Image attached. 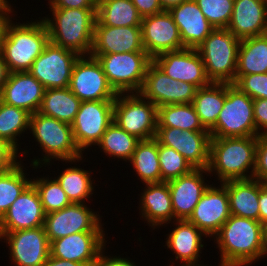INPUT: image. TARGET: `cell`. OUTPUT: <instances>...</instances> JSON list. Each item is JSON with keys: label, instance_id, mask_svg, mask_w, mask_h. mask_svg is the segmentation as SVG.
Wrapping results in <instances>:
<instances>
[{"label": "cell", "instance_id": "1", "mask_svg": "<svg viewBox=\"0 0 267 266\" xmlns=\"http://www.w3.org/2000/svg\"><path fill=\"white\" fill-rule=\"evenodd\" d=\"M221 266H243L264 255L262 223L231 215L216 234Z\"/></svg>", "mask_w": 267, "mask_h": 266}, {"label": "cell", "instance_id": "2", "mask_svg": "<svg viewBox=\"0 0 267 266\" xmlns=\"http://www.w3.org/2000/svg\"><path fill=\"white\" fill-rule=\"evenodd\" d=\"M53 9V10H52ZM53 20L44 19L51 43L80 56L91 53L97 9L51 8Z\"/></svg>", "mask_w": 267, "mask_h": 266}, {"label": "cell", "instance_id": "3", "mask_svg": "<svg viewBox=\"0 0 267 266\" xmlns=\"http://www.w3.org/2000/svg\"><path fill=\"white\" fill-rule=\"evenodd\" d=\"M257 143L258 136L211 138L208 172L215 170L222 183L253 178ZM252 165V174L247 176Z\"/></svg>", "mask_w": 267, "mask_h": 266}, {"label": "cell", "instance_id": "4", "mask_svg": "<svg viewBox=\"0 0 267 266\" xmlns=\"http://www.w3.org/2000/svg\"><path fill=\"white\" fill-rule=\"evenodd\" d=\"M49 41L48 29L43 20L20 25L9 22L0 46L9 72L29 71Z\"/></svg>", "mask_w": 267, "mask_h": 266}, {"label": "cell", "instance_id": "5", "mask_svg": "<svg viewBox=\"0 0 267 266\" xmlns=\"http://www.w3.org/2000/svg\"><path fill=\"white\" fill-rule=\"evenodd\" d=\"M240 41L227 28H215L196 48L211 83H235Z\"/></svg>", "mask_w": 267, "mask_h": 266}, {"label": "cell", "instance_id": "6", "mask_svg": "<svg viewBox=\"0 0 267 266\" xmlns=\"http://www.w3.org/2000/svg\"><path fill=\"white\" fill-rule=\"evenodd\" d=\"M211 138L259 136L253 114V99L234 84L226 83V99Z\"/></svg>", "mask_w": 267, "mask_h": 266}, {"label": "cell", "instance_id": "7", "mask_svg": "<svg viewBox=\"0 0 267 266\" xmlns=\"http://www.w3.org/2000/svg\"><path fill=\"white\" fill-rule=\"evenodd\" d=\"M101 64L110 85L117 93H138L152 58L147 52L90 54Z\"/></svg>", "mask_w": 267, "mask_h": 266}, {"label": "cell", "instance_id": "8", "mask_svg": "<svg viewBox=\"0 0 267 266\" xmlns=\"http://www.w3.org/2000/svg\"><path fill=\"white\" fill-rule=\"evenodd\" d=\"M29 129L43 151L48 154L43 159L44 163L50 162L49 156L70 162L82 157L70 124L36 112L30 116Z\"/></svg>", "mask_w": 267, "mask_h": 266}, {"label": "cell", "instance_id": "9", "mask_svg": "<svg viewBox=\"0 0 267 266\" xmlns=\"http://www.w3.org/2000/svg\"><path fill=\"white\" fill-rule=\"evenodd\" d=\"M132 93L123 98L120 97L122 93H118L114 101L113 121L140 140L155 138L158 107L149 100L145 102L138 93L137 96Z\"/></svg>", "mask_w": 267, "mask_h": 266}, {"label": "cell", "instance_id": "10", "mask_svg": "<svg viewBox=\"0 0 267 266\" xmlns=\"http://www.w3.org/2000/svg\"><path fill=\"white\" fill-rule=\"evenodd\" d=\"M69 89L82 102L115 101L118 93L110 85L96 57L79 56L74 64Z\"/></svg>", "mask_w": 267, "mask_h": 266}, {"label": "cell", "instance_id": "11", "mask_svg": "<svg viewBox=\"0 0 267 266\" xmlns=\"http://www.w3.org/2000/svg\"><path fill=\"white\" fill-rule=\"evenodd\" d=\"M76 52L49 41L43 52L34 60L29 72L45 87H69L72 70L79 58Z\"/></svg>", "mask_w": 267, "mask_h": 266}, {"label": "cell", "instance_id": "12", "mask_svg": "<svg viewBox=\"0 0 267 266\" xmlns=\"http://www.w3.org/2000/svg\"><path fill=\"white\" fill-rule=\"evenodd\" d=\"M114 101H84L71 124L73 137L79 150L98 144L113 122Z\"/></svg>", "mask_w": 267, "mask_h": 266}, {"label": "cell", "instance_id": "13", "mask_svg": "<svg viewBox=\"0 0 267 266\" xmlns=\"http://www.w3.org/2000/svg\"><path fill=\"white\" fill-rule=\"evenodd\" d=\"M197 87L167 76L153 61L149 64L143 85L138 92L157 107L168 104L192 103Z\"/></svg>", "mask_w": 267, "mask_h": 266}, {"label": "cell", "instance_id": "14", "mask_svg": "<svg viewBox=\"0 0 267 266\" xmlns=\"http://www.w3.org/2000/svg\"><path fill=\"white\" fill-rule=\"evenodd\" d=\"M155 139L180 153L194 169H207L211 135L209 131H189L157 127Z\"/></svg>", "mask_w": 267, "mask_h": 266}, {"label": "cell", "instance_id": "15", "mask_svg": "<svg viewBox=\"0 0 267 266\" xmlns=\"http://www.w3.org/2000/svg\"><path fill=\"white\" fill-rule=\"evenodd\" d=\"M141 34L144 50L152 59L162 53L185 48L178 26L167 10L143 17Z\"/></svg>", "mask_w": 267, "mask_h": 266}, {"label": "cell", "instance_id": "16", "mask_svg": "<svg viewBox=\"0 0 267 266\" xmlns=\"http://www.w3.org/2000/svg\"><path fill=\"white\" fill-rule=\"evenodd\" d=\"M84 203H71L65 208L45 214L44 229L49 242L85 231H103L99 217Z\"/></svg>", "mask_w": 267, "mask_h": 266}, {"label": "cell", "instance_id": "17", "mask_svg": "<svg viewBox=\"0 0 267 266\" xmlns=\"http://www.w3.org/2000/svg\"><path fill=\"white\" fill-rule=\"evenodd\" d=\"M152 61L167 76L176 81L188 82L197 88H203L211 84L197 49L184 48L165 52L154 57Z\"/></svg>", "mask_w": 267, "mask_h": 266}, {"label": "cell", "instance_id": "18", "mask_svg": "<svg viewBox=\"0 0 267 266\" xmlns=\"http://www.w3.org/2000/svg\"><path fill=\"white\" fill-rule=\"evenodd\" d=\"M10 246L11 257L17 266H43L50 256V242L43 226L0 232Z\"/></svg>", "mask_w": 267, "mask_h": 266}, {"label": "cell", "instance_id": "19", "mask_svg": "<svg viewBox=\"0 0 267 266\" xmlns=\"http://www.w3.org/2000/svg\"><path fill=\"white\" fill-rule=\"evenodd\" d=\"M103 231H85L50 242V256L94 266L103 249Z\"/></svg>", "mask_w": 267, "mask_h": 266}, {"label": "cell", "instance_id": "20", "mask_svg": "<svg viewBox=\"0 0 267 266\" xmlns=\"http://www.w3.org/2000/svg\"><path fill=\"white\" fill-rule=\"evenodd\" d=\"M221 185L219 189L208 187L188 219L205 235H216L231 216L227 188Z\"/></svg>", "mask_w": 267, "mask_h": 266}, {"label": "cell", "instance_id": "21", "mask_svg": "<svg viewBox=\"0 0 267 266\" xmlns=\"http://www.w3.org/2000/svg\"><path fill=\"white\" fill-rule=\"evenodd\" d=\"M44 220L39 193L31 183L0 219V232L38 228L44 225Z\"/></svg>", "mask_w": 267, "mask_h": 266}, {"label": "cell", "instance_id": "22", "mask_svg": "<svg viewBox=\"0 0 267 266\" xmlns=\"http://www.w3.org/2000/svg\"><path fill=\"white\" fill-rule=\"evenodd\" d=\"M44 92L45 87L29 71L10 72L0 100L32 115L38 112Z\"/></svg>", "mask_w": 267, "mask_h": 266}, {"label": "cell", "instance_id": "23", "mask_svg": "<svg viewBox=\"0 0 267 266\" xmlns=\"http://www.w3.org/2000/svg\"><path fill=\"white\" fill-rule=\"evenodd\" d=\"M146 52L142 44L141 26H94L90 54Z\"/></svg>", "mask_w": 267, "mask_h": 266}, {"label": "cell", "instance_id": "24", "mask_svg": "<svg viewBox=\"0 0 267 266\" xmlns=\"http://www.w3.org/2000/svg\"><path fill=\"white\" fill-rule=\"evenodd\" d=\"M207 169H193L190 173L168 181L174 217L188 220L201 196L209 185L204 184L201 175ZM202 172V173H201Z\"/></svg>", "mask_w": 267, "mask_h": 266}, {"label": "cell", "instance_id": "25", "mask_svg": "<svg viewBox=\"0 0 267 266\" xmlns=\"http://www.w3.org/2000/svg\"><path fill=\"white\" fill-rule=\"evenodd\" d=\"M169 12L178 26L185 48L196 49L215 29L195 0L184 1L178 6L172 7Z\"/></svg>", "mask_w": 267, "mask_h": 266}, {"label": "cell", "instance_id": "26", "mask_svg": "<svg viewBox=\"0 0 267 266\" xmlns=\"http://www.w3.org/2000/svg\"><path fill=\"white\" fill-rule=\"evenodd\" d=\"M227 29L239 40L267 33V7L264 0H234Z\"/></svg>", "mask_w": 267, "mask_h": 266}, {"label": "cell", "instance_id": "27", "mask_svg": "<svg viewBox=\"0 0 267 266\" xmlns=\"http://www.w3.org/2000/svg\"><path fill=\"white\" fill-rule=\"evenodd\" d=\"M255 180L251 178L223 182L227 188L231 215L259 221V180Z\"/></svg>", "mask_w": 267, "mask_h": 266}, {"label": "cell", "instance_id": "28", "mask_svg": "<svg viewBox=\"0 0 267 266\" xmlns=\"http://www.w3.org/2000/svg\"><path fill=\"white\" fill-rule=\"evenodd\" d=\"M178 227H176L168 236L166 241L168 248L177 254L176 259H181V262H186L184 266H195L201 244V235L204 233L197 228L196 225L188 220H176Z\"/></svg>", "mask_w": 267, "mask_h": 266}, {"label": "cell", "instance_id": "29", "mask_svg": "<svg viewBox=\"0 0 267 266\" xmlns=\"http://www.w3.org/2000/svg\"><path fill=\"white\" fill-rule=\"evenodd\" d=\"M142 195V215L152 226L164 224L174 218L168 182L146 184Z\"/></svg>", "mask_w": 267, "mask_h": 266}, {"label": "cell", "instance_id": "30", "mask_svg": "<svg viewBox=\"0 0 267 266\" xmlns=\"http://www.w3.org/2000/svg\"><path fill=\"white\" fill-rule=\"evenodd\" d=\"M142 19L131 0H98L94 26H141Z\"/></svg>", "mask_w": 267, "mask_h": 266}, {"label": "cell", "instance_id": "31", "mask_svg": "<svg viewBox=\"0 0 267 266\" xmlns=\"http://www.w3.org/2000/svg\"><path fill=\"white\" fill-rule=\"evenodd\" d=\"M81 102L69 87L45 89L38 112L71 125Z\"/></svg>", "mask_w": 267, "mask_h": 266}, {"label": "cell", "instance_id": "32", "mask_svg": "<svg viewBox=\"0 0 267 266\" xmlns=\"http://www.w3.org/2000/svg\"><path fill=\"white\" fill-rule=\"evenodd\" d=\"M267 73V33L240 41L235 75Z\"/></svg>", "mask_w": 267, "mask_h": 266}, {"label": "cell", "instance_id": "33", "mask_svg": "<svg viewBox=\"0 0 267 266\" xmlns=\"http://www.w3.org/2000/svg\"><path fill=\"white\" fill-rule=\"evenodd\" d=\"M226 99V83H211L198 88L193 106L203 127L210 131L216 124Z\"/></svg>", "mask_w": 267, "mask_h": 266}, {"label": "cell", "instance_id": "34", "mask_svg": "<svg viewBox=\"0 0 267 266\" xmlns=\"http://www.w3.org/2000/svg\"><path fill=\"white\" fill-rule=\"evenodd\" d=\"M129 161L145 184L161 183L158 142L155 138L140 140Z\"/></svg>", "mask_w": 267, "mask_h": 266}, {"label": "cell", "instance_id": "35", "mask_svg": "<svg viewBox=\"0 0 267 266\" xmlns=\"http://www.w3.org/2000/svg\"><path fill=\"white\" fill-rule=\"evenodd\" d=\"M157 127H173L183 131H208L201 124L192 103L158 107Z\"/></svg>", "mask_w": 267, "mask_h": 266}, {"label": "cell", "instance_id": "36", "mask_svg": "<svg viewBox=\"0 0 267 266\" xmlns=\"http://www.w3.org/2000/svg\"><path fill=\"white\" fill-rule=\"evenodd\" d=\"M140 141L136 136L129 134L113 121L97 144L106 154L130 160Z\"/></svg>", "mask_w": 267, "mask_h": 266}, {"label": "cell", "instance_id": "37", "mask_svg": "<svg viewBox=\"0 0 267 266\" xmlns=\"http://www.w3.org/2000/svg\"><path fill=\"white\" fill-rule=\"evenodd\" d=\"M30 116L31 114L28 111L0 100V138L4 139L16 151L18 149L16 148V137L26 128H29Z\"/></svg>", "mask_w": 267, "mask_h": 266}, {"label": "cell", "instance_id": "38", "mask_svg": "<svg viewBox=\"0 0 267 266\" xmlns=\"http://www.w3.org/2000/svg\"><path fill=\"white\" fill-rule=\"evenodd\" d=\"M19 162L5 172L0 173V219L11 204L32 183L27 180Z\"/></svg>", "mask_w": 267, "mask_h": 266}, {"label": "cell", "instance_id": "39", "mask_svg": "<svg viewBox=\"0 0 267 266\" xmlns=\"http://www.w3.org/2000/svg\"><path fill=\"white\" fill-rule=\"evenodd\" d=\"M89 176L87 171L72 167L65 169L56 180L71 203H83L93 190Z\"/></svg>", "mask_w": 267, "mask_h": 266}, {"label": "cell", "instance_id": "40", "mask_svg": "<svg viewBox=\"0 0 267 266\" xmlns=\"http://www.w3.org/2000/svg\"><path fill=\"white\" fill-rule=\"evenodd\" d=\"M158 160L161 169V182L179 178L190 173L194 168L176 150L158 143Z\"/></svg>", "mask_w": 267, "mask_h": 266}, {"label": "cell", "instance_id": "41", "mask_svg": "<svg viewBox=\"0 0 267 266\" xmlns=\"http://www.w3.org/2000/svg\"><path fill=\"white\" fill-rule=\"evenodd\" d=\"M37 189L44 213L58 211L71 204L60 183L55 180L39 179L32 181Z\"/></svg>", "mask_w": 267, "mask_h": 266}, {"label": "cell", "instance_id": "42", "mask_svg": "<svg viewBox=\"0 0 267 266\" xmlns=\"http://www.w3.org/2000/svg\"><path fill=\"white\" fill-rule=\"evenodd\" d=\"M206 19L215 28H227L234 7V0H195Z\"/></svg>", "mask_w": 267, "mask_h": 266}, {"label": "cell", "instance_id": "43", "mask_svg": "<svg viewBox=\"0 0 267 266\" xmlns=\"http://www.w3.org/2000/svg\"><path fill=\"white\" fill-rule=\"evenodd\" d=\"M234 85L254 99H267V73L235 75Z\"/></svg>", "mask_w": 267, "mask_h": 266}, {"label": "cell", "instance_id": "44", "mask_svg": "<svg viewBox=\"0 0 267 266\" xmlns=\"http://www.w3.org/2000/svg\"><path fill=\"white\" fill-rule=\"evenodd\" d=\"M253 178L267 185V133H261L258 136Z\"/></svg>", "mask_w": 267, "mask_h": 266}, {"label": "cell", "instance_id": "45", "mask_svg": "<svg viewBox=\"0 0 267 266\" xmlns=\"http://www.w3.org/2000/svg\"><path fill=\"white\" fill-rule=\"evenodd\" d=\"M16 154L17 151L4 139L0 138V173L7 171L17 163Z\"/></svg>", "mask_w": 267, "mask_h": 266}, {"label": "cell", "instance_id": "46", "mask_svg": "<svg viewBox=\"0 0 267 266\" xmlns=\"http://www.w3.org/2000/svg\"><path fill=\"white\" fill-rule=\"evenodd\" d=\"M253 114L257 134H261L260 131L258 132L260 128L266 129L262 133H267V99L253 100Z\"/></svg>", "mask_w": 267, "mask_h": 266}, {"label": "cell", "instance_id": "47", "mask_svg": "<svg viewBox=\"0 0 267 266\" xmlns=\"http://www.w3.org/2000/svg\"><path fill=\"white\" fill-rule=\"evenodd\" d=\"M51 8L97 9V0H50Z\"/></svg>", "mask_w": 267, "mask_h": 266}, {"label": "cell", "instance_id": "48", "mask_svg": "<svg viewBox=\"0 0 267 266\" xmlns=\"http://www.w3.org/2000/svg\"><path fill=\"white\" fill-rule=\"evenodd\" d=\"M139 14L143 17L151 16L163 11L159 0H131Z\"/></svg>", "mask_w": 267, "mask_h": 266}, {"label": "cell", "instance_id": "49", "mask_svg": "<svg viewBox=\"0 0 267 266\" xmlns=\"http://www.w3.org/2000/svg\"><path fill=\"white\" fill-rule=\"evenodd\" d=\"M259 221H267V185L259 181Z\"/></svg>", "mask_w": 267, "mask_h": 266}, {"label": "cell", "instance_id": "50", "mask_svg": "<svg viewBox=\"0 0 267 266\" xmlns=\"http://www.w3.org/2000/svg\"><path fill=\"white\" fill-rule=\"evenodd\" d=\"M94 266H135L132 262L123 258H106L103 256L102 251L98 255L97 261Z\"/></svg>", "mask_w": 267, "mask_h": 266}, {"label": "cell", "instance_id": "51", "mask_svg": "<svg viewBox=\"0 0 267 266\" xmlns=\"http://www.w3.org/2000/svg\"><path fill=\"white\" fill-rule=\"evenodd\" d=\"M10 7L11 6H0V46H1L2 40L4 39L7 25L10 22V19L7 16V13L9 14L11 12Z\"/></svg>", "mask_w": 267, "mask_h": 266}, {"label": "cell", "instance_id": "52", "mask_svg": "<svg viewBox=\"0 0 267 266\" xmlns=\"http://www.w3.org/2000/svg\"><path fill=\"white\" fill-rule=\"evenodd\" d=\"M43 266H86V265L83 263L58 259V258L49 256Z\"/></svg>", "mask_w": 267, "mask_h": 266}, {"label": "cell", "instance_id": "53", "mask_svg": "<svg viewBox=\"0 0 267 266\" xmlns=\"http://www.w3.org/2000/svg\"><path fill=\"white\" fill-rule=\"evenodd\" d=\"M9 70L7 64L4 62L3 56L0 52V91L4 84L7 82L9 76Z\"/></svg>", "mask_w": 267, "mask_h": 266}, {"label": "cell", "instance_id": "54", "mask_svg": "<svg viewBox=\"0 0 267 266\" xmlns=\"http://www.w3.org/2000/svg\"><path fill=\"white\" fill-rule=\"evenodd\" d=\"M187 0H159L163 10L169 11L172 7L178 6Z\"/></svg>", "mask_w": 267, "mask_h": 266}, {"label": "cell", "instance_id": "55", "mask_svg": "<svg viewBox=\"0 0 267 266\" xmlns=\"http://www.w3.org/2000/svg\"><path fill=\"white\" fill-rule=\"evenodd\" d=\"M262 236H263L264 255H266L267 253V221L262 223Z\"/></svg>", "mask_w": 267, "mask_h": 266}, {"label": "cell", "instance_id": "56", "mask_svg": "<svg viewBox=\"0 0 267 266\" xmlns=\"http://www.w3.org/2000/svg\"><path fill=\"white\" fill-rule=\"evenodd\" d=\"M0 6H9L6 0H0Z\"/></svg>", "mask_w": 267, "mask_h": 266}]
</instances>
